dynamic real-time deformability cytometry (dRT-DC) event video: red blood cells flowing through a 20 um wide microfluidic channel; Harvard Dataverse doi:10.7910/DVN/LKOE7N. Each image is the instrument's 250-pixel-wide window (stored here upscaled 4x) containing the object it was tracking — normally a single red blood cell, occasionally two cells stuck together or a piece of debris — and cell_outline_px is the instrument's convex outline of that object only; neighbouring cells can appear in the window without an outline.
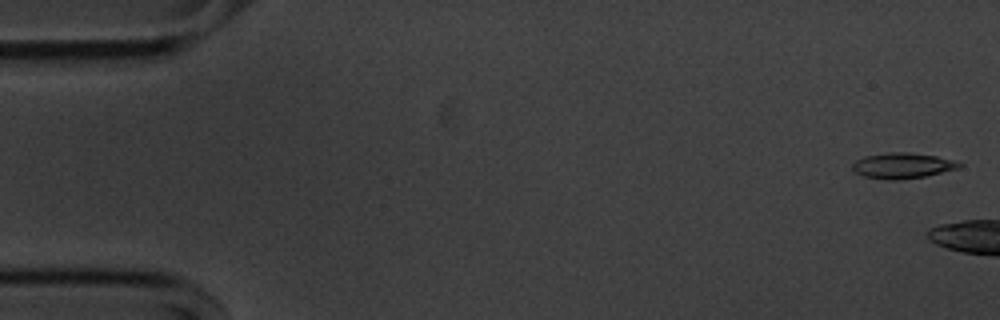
{"species": "common noctule bat (a hibernating species)", "species_latin": "Nyctalus noctula", "temperature_condition": "cold", "stored_images_in_passage": 4, "camera_frame_rate_fps": 3000, "um_per_image_px": 0.085, "animal": {"sex": "male", "body_mass_g": 20.1, "forearm_length_mm": 53.5}, "frame": {"image": 1, "passage_image": 1, "time_ms": 0.0, "image_size_px": [1000, 320], "cell_outline_px": [[964, 164], [960, 168], [924, 176], [900, 180], [888, 180], [864, 176], [856, 172], [852, 168], [852, 164], [856, 160], [864, 156], [888, 152], [908, 152], [936, 156], [952, 160]], "centroid_in_image_um": [76.71, 14.07], "position_along_channel_um": 8.3, "area_um2": 15.9}}